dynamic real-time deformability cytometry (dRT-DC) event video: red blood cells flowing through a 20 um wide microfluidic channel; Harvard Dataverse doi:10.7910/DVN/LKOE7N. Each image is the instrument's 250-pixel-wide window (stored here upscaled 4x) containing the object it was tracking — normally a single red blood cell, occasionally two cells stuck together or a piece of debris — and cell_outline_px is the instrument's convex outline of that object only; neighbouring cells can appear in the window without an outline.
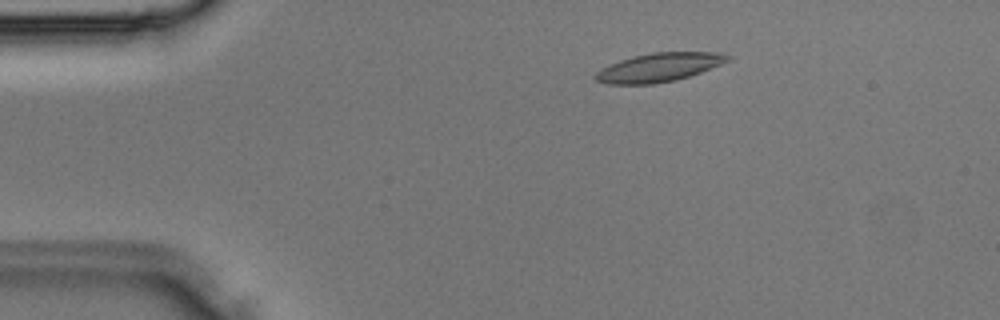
{"species": "Egyptian fruit bat (a non-hibernating species)", "species_latin": "Rousettus aegyptiacus", "temperature_condition": "room temperature", "stored_images_in_passage": 34, "camera_frame_rate_fps": 3000, "um_per_image_px": 0.085, "animal": {"sex": "male"}, "frame": {"image": 1, "passage_image": 4, "time_ms": 1.0, "image_size_px": [1000, 320], "cell_outline_px": [[732, 60], [700, 72], [676, 80], [652, 84], [604, 84], [596, 80], [592, 76], [600, 68], [608, 64], [632, 56], [652, 52], [720, 52], [732, 56]], "centroid_in_image_um": [55.99, 5.72], "position_along_channel_um": 29.0, "area_um2": 22.37}}
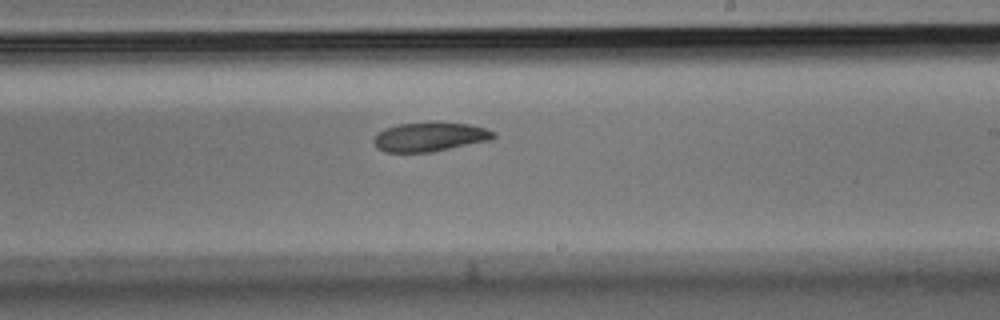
{"frame": {"image": 2, "passage_image": 19, "time_ms": 6.0, "image_size_px": [1000, 320], "cell_outline_px": [[496, 136], [492, 140], [432, 152], [384, 152], [376, 148], [372, 144], [372, 140], [376, 132], [384, 128], [396, 124], [436, 120], [468, 124], [484, 128], [496, 132]], "centroid_in_image_um": [36.49, 11.61], "position_along_channel_um": 252.5, "area_um2": 21.21}}
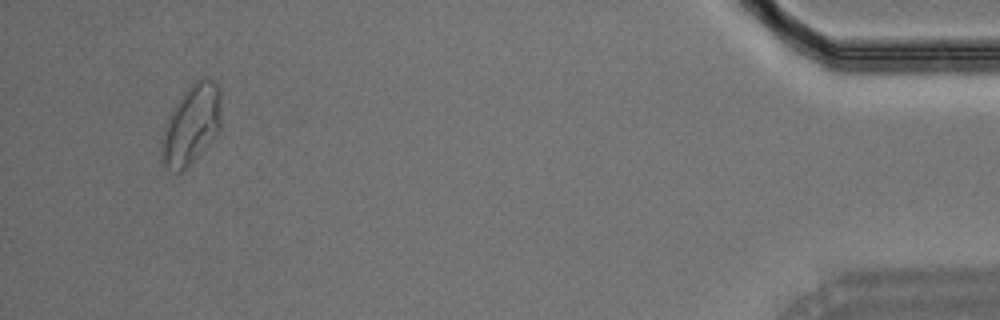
{"frame": {"image": 3, "passage_image": 32, "time_ms": 10.333, "image_size_px": [1000, 320], "cell_outline_px": [[220, 128], [200, 152], [180, 172], [172, 172], [164, 168], [160, 164], [160, 136], [168, 116], [172, 108], [184, 92], [200, 76], [204, 76], [212, 80], [220, 88]], "centroid_in_image_um": [16.19, 10.6], "position_along_channel_um": 419.0, "area_um2": 27.74}}